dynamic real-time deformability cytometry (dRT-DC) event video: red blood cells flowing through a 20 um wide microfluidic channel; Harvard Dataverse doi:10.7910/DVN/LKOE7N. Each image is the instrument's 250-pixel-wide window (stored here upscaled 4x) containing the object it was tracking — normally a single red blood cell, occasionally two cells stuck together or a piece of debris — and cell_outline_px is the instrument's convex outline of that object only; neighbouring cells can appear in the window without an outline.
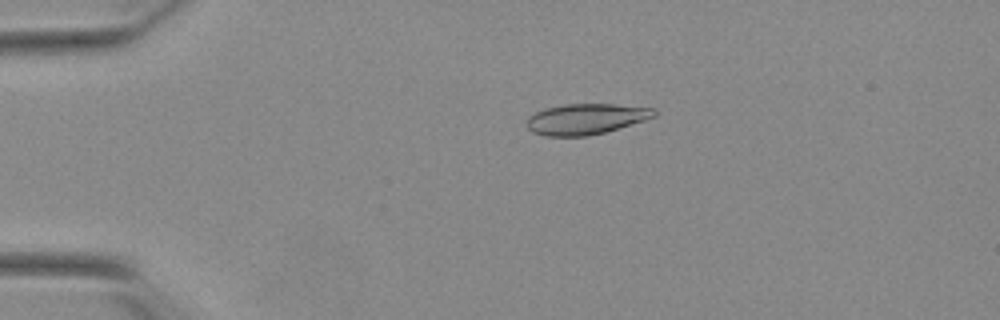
{"species": "Egyptian fruit bat (a non-hibernating species)", "species_latin": "Rousettus aegyptiacus", "temperature_condition": "warm", "stored_images_in_passage": 53, "camera_frame_rate_fps": 3000, "um_per_image_px": 0.085, "animal": {"sex": "female"}, "frame": {"image": 1, "passage_image": 12, "time_ms": 3.667, "image_size_px": [1000, 320], "cell_outline_px": [[656, 116], [644, 120], [604, 132], [588, 136], [544, 136], [532, 132], [528, 128], [528, 116], [544, 108], [564, 104], [612, 104], [656, 108]], "centroid_in_image_um": [49.79, 10.11], "position_along_channel_um": 35.2, "area_um2": 22.72}}
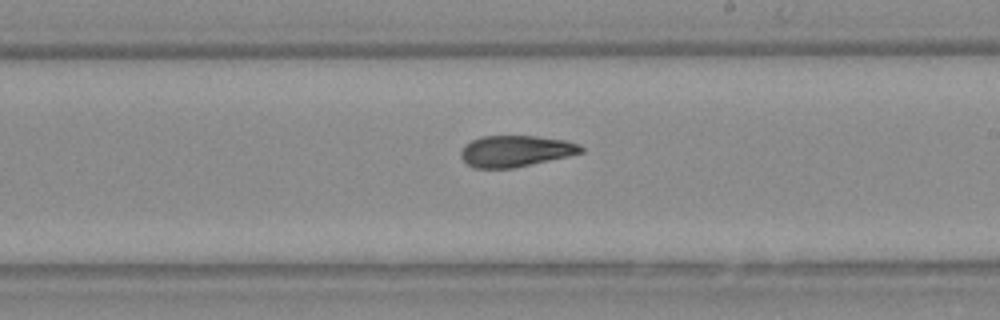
{"frame": {"image": 2, "passage_image": 32, "time_ms": 10.333, "image_size_px": [1000, 320], "cell_outline_px": [[584, 152], [568, 156], [512, 168], [472, 168], [460, 156], [460, 152], [464, 144], [480, 136], [536, 136], [564, 140], [580, 144], [584, 148]], "centroid_in_image_um": [43.81, 12.83], "position_along_channel_um": 245.2, "area_um2": 21.91}}
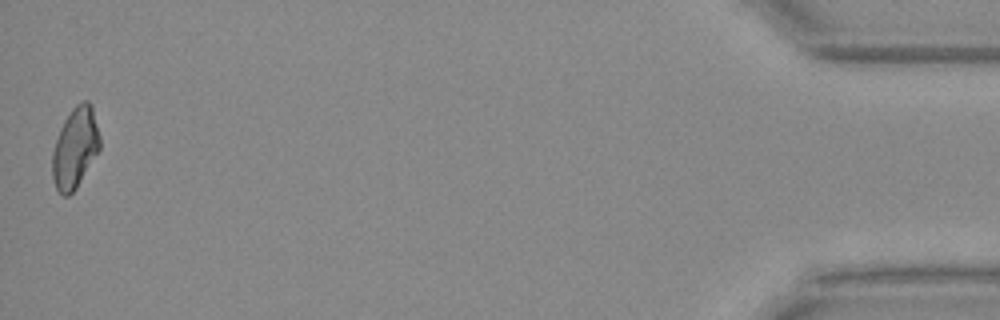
{"frame": {"image": 3, "passage_image": 53, "time_ms": 17.333, "image_size_px": [1000, 320], "cell_outline_px": [[100, 148], [76, 188], [68, 196], [64, 196], [56, 188], [52, 176], [52, 152], [60, 128], [64, 120], [72, 108], [76, 104], [84, 100], [88, 100], [92, 104], [100, 136]], "centroid_in_image_um": [6.38, 12.53], "position_along_channel_um": 428.8, "area_um2": 22.25}, "authors_computed_cell_mechanics": {"area_um2": 22.6576, "velocity_mm_per_s": 3.8979, "shape_relaxation_time_tau1_ms": 9.6888, "shape_relaxation_time_tau2_ms": 2.6994, "deformation_change_tau1": 0.2266, "deformation_change_tau2": 0.0864}}